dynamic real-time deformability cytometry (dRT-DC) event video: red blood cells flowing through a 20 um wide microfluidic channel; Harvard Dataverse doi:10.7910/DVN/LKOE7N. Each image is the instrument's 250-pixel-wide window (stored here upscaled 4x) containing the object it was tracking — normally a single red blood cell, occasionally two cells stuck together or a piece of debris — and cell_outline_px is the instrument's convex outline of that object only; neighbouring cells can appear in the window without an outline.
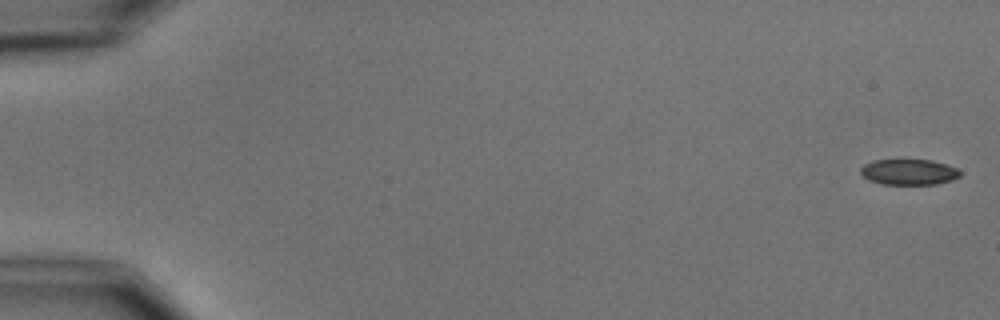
{"species": "common noctule bat (a hibernating species)", "species_latin": "Nyctalus noctula", "temperature_condition": "cold", "stored_images_in_passage": 5, "camera_frame_rate_fps": 3000, "um_per_image_px": 0.085, "animal": {"sex": "male", "body_mass_g": 15.6}, "frame": {"image": 1, "passage_image": 1, "time_ms": 0.0, "image_size_px": [1000, 320], "cell_outline_px": [[960, 176], [952, 180], [936, 184], [884, 184], [868, 180], [860, 172], [860, 168], [864, 164], [872, 160], [932, 160], [956, 168], [960, 172]], "centroid_in_image_um": [77.23, 14.62], "position_along_channel_um": 7.8, "area_um2": 14.8}}
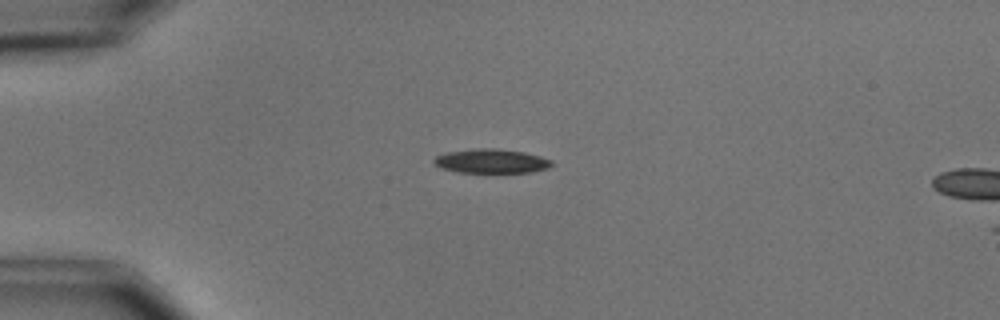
{"frame": {"image": 2, "passage_image": 4, "time_ms": 4.333, "image_size_px": [1000, 320], "cell_outline_px": [[552, 164], [548, 168], [532, 172], [456, 172], [440, 168], [432, 160], [436, 156], [444, 152], [476, 148], [496, 148], [524, 152], [540, 156], [552, 160]], "centroid_in_image_um": [41.73, 13.68], "position_along_channel_um": 43.3, "area_um2": 16.65}}